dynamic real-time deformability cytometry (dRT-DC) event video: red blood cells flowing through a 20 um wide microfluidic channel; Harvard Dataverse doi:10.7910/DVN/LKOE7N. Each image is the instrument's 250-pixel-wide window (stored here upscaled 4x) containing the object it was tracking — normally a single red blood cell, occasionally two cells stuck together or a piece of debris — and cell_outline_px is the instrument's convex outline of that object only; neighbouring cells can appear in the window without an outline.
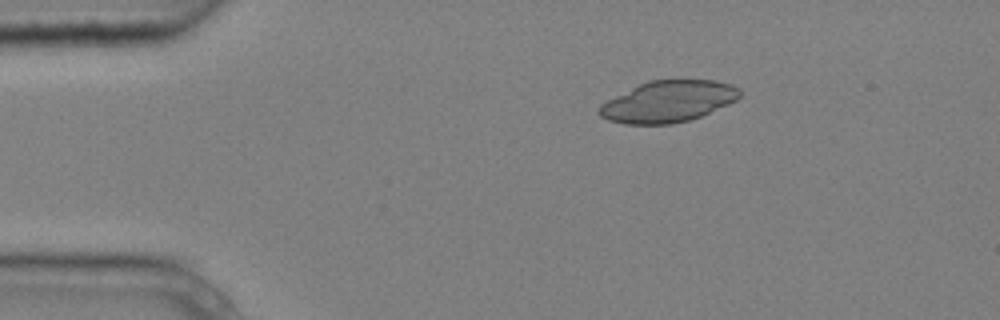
{"species": "common noctule bat (a hibernating species)", "species_latin": "Nyctalus noctula", "temperature_condition": "cold", "stored_images_in_passage": 6, "camera_frame_rate_fps": 3000, "um_per_image_px": 0.085, "animal": {"sex": "male", "body_mass_g": 20.4}, "frame": {"image": 1, "passage_image": 1, "time_ms": 0.0, "image_size_px": [1000, 320], "cell_outline_px": [[740, 96], [736, 100], [728, 104], [700, 116], [688, 120], [672, 124], [624, 124], [608, 120], [600, 116], [596, 112], [600, 104], [648, 80], [716, 80], [732, 84], [740, 88]], "centroid_in_image_um": [56.79, 8.63], "position_along_channel_um": 28.2, "area_um2": 33.76}}